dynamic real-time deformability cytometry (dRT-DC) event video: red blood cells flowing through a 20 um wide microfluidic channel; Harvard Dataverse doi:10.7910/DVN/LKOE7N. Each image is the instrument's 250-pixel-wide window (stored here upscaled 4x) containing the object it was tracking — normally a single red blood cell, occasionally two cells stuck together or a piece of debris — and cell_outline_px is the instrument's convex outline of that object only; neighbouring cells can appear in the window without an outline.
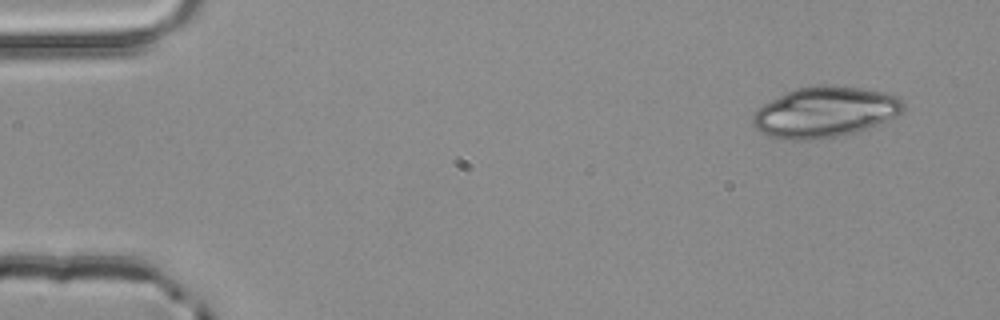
{"species": "common noctule bat (a hibernating species)", "species_latin": "Nyctalus noctula", "temperature_condition": "room temperature", "stored_images_in_passage": 5, "segment_of_instrument_passage": [1, 2], "camera_frame_rate_fps": 3000, "um_per_image_px": 0.085, "animal": {"sex": "male", "body_mass_g": 20.4}, "frame": {"image": 1, "passage_image": 1, "time_ms": 0.0, "image_size_px": [1000, 320], "cell_outline_px": [[904, 108], [896, 116], [888, 120], [868, 128], [856, 132], [836, 136], [812, 140], [788, 140], [768, 136], [760, 132], [752, 124], [752, 116], [764, 104], [796, 88], [816, 84], [824, 84], [860, 88], [900, 96], [904, 100]], "centroid_in_image_um": [70.12, 9.53], "position_along_channel_um": 14.9, "area_um2": 44.33}}